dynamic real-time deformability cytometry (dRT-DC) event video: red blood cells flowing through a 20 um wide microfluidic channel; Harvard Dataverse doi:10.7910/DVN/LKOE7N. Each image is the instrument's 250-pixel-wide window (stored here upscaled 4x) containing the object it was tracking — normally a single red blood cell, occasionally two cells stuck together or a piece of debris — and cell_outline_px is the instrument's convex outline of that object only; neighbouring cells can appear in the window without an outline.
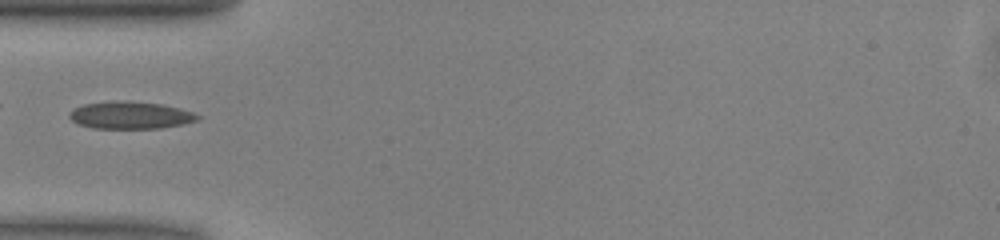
{"species": "common noctule bat (a hibernating species)", "species_latin": "Nyctalus noctula", "temperature_condition": "warm", "stored_images_in_passage": 32, "camera_frame_rate_fps": 3000, "um_per_image_px": 0.085, "animal": {"sex": "male", "body_mass_g": 13.0, "forearm_length_mm": 53.1}, "frame": {"image": 1, "passage_image": 1, "time_ms": 0.0, "image_size_px": [1000, 240], "cell_outline_px": [[200, 116], [196, 120], [184, 124], [160, 128], [92, 128], [76, 124], [68, 116], [68, 112], [72, 108], [84, 104], [116, 100], [164, 104], [180, 108], [192, 112]], "centroid_in_image_um": [11.03, 9.79], "position_along_channel_um": 74.0, "area_um2": 20.52}}